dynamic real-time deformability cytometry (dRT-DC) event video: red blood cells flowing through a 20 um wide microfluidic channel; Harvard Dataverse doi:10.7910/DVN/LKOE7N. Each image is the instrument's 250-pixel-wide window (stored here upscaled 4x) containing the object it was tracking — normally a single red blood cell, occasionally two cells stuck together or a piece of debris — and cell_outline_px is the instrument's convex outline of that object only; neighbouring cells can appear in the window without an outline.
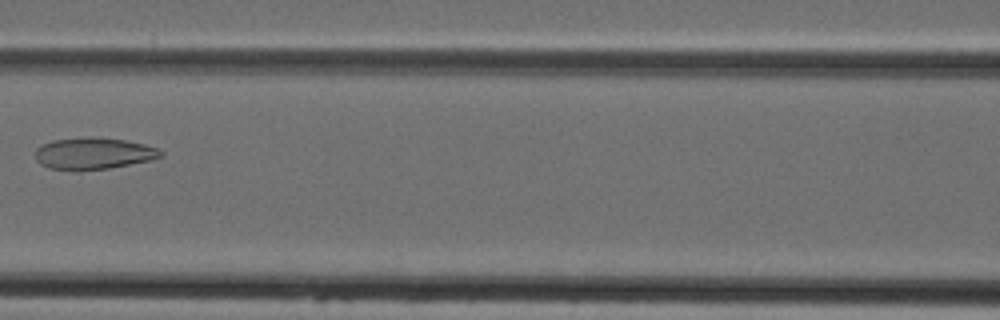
{"species": "Egyptian fruit bat (a non-hibernating species)", "species_latin": "Rousettus aegyptiacus", "temperature_condition": "cold", "stored_images_in_passage": 5, "camera_frame_rate_fps": 3000, "um_per_image_px": 0.085, "animal": {"sex": "female"}, "frame": {"image": 1, "passage_image": 5, "time_ms": 4.667, "image_size_px": [1000, 320], "cell_outline_px": [[164, 156], [152, 160], [108, 168], [48, 168], [40, 164], [36, 160], [36, 148], [52, 140], [92, 136], [100, 136], [124, 140], [144, 144], [156, 148], [164, 152]], "centroid_in_image_um": [7.99, 13.0], "position_along_channel_um": 158.6, "area_um2": 22.77}}